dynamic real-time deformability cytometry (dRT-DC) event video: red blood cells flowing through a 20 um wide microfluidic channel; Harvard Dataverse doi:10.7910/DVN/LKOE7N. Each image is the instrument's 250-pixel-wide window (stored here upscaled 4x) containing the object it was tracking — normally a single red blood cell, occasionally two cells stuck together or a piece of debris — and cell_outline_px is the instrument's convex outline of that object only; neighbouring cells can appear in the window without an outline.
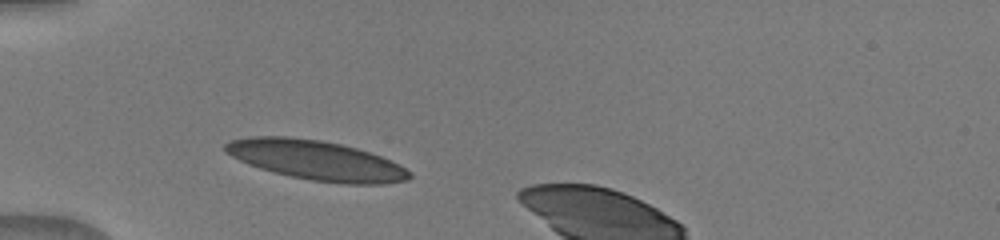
{"species": "human", "species_latin": "Homo sapiens", "temperature_condition": "warm", "stored_images_in_passage": 31, "camera_frame_rate_fps": 3000, "um_per_image_px": 0.085, "donor": {"sex": "male"}, "frame": {"image": 1, "passage_image": 1, "time_ms": 0.0, "image_size_px": [1000, 240], "cell_outline_px": [[412, 176], [408, 180], [384, 184], [344, 184], [312, 180], [292, 176], [260, 168], [248, 164], [224, 152], [224, 144], [232, 140], [248, 136], [288, 136], [320, 140], [340, 144], [356, 148], [380, 156], [400, 164], [412, 172]], "centroid_in_image_um": [26.9, 13.62], "position_along_channel_um": 58.1, "area_um2": 42.43}}
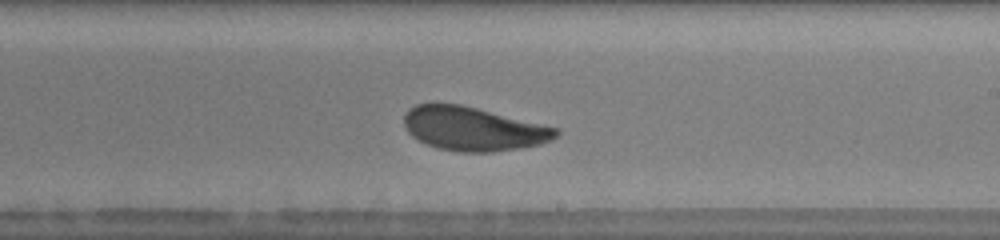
{"frame": {"image": 2, "passage_image": 16, "time_ms": 5.0, "image_size_px": [1000, 240], "cell_outline_px": [[560, 132], [552, 140], [540, 144], [492, 152], [460, 152], [440, 148], [428, 144], [412, 136], [408, 132], [404, 124], [404, 116], [408, 108], [416, 104], [460, 104], [560, 128]], "centroid_in_image_um": [40.24, 10.94], "position_along_channel_um": 248.8, "area_um2": 38.49}}
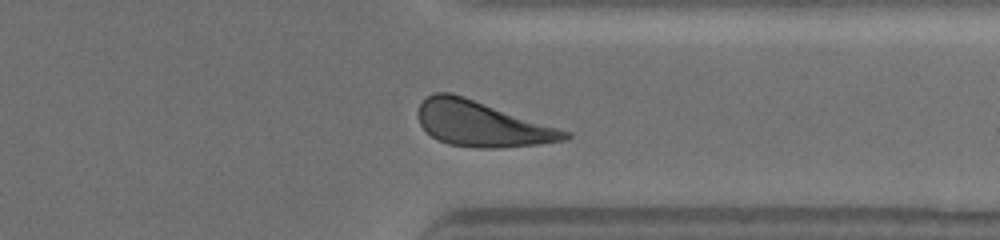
{"frame": {"image": 3, "passage_image": 25, "time_ms": 8.0, "image_size_px": [1000, 240], "cell_outline_px": [[572, 136], [568, 140], [536, 144], [496, 148], [476, 148], [448, 144], [432, 136], [420, 124], [416, 116], [416, 112], [420, 104], [432, 92], [452, 92], [572, 132]], "centroid_in_image_um": [40.95, 10.52], "position_along_channel_um": 370.4, "area_um2": 38.84}}